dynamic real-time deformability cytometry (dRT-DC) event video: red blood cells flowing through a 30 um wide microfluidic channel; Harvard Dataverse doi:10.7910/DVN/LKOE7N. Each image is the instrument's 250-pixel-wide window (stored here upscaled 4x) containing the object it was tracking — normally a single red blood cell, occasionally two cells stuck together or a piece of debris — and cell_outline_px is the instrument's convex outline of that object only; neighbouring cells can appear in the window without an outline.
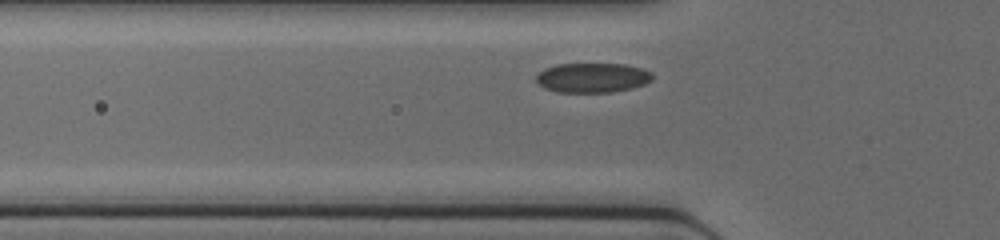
{"species": "common noctule bat (a hibernating species)", "species_latin": "Nyctalus noctula", "temperature_condition": "cold", "stored_images_in_passage": 26, "camera_frame_rate_fps": 3000, "um_per_image_px": 0.085, "animal": {"sex": "female", "body_mass_g": 17.0, "forearm_length_mm": 48.0}, "frame": {"image": 1, "passage_image": 4, "time_ms": 1.0, "image_size_px": [1000, 240], "cell_outline_px": [[652, 80], [644, 84], [632, 88], [612, 92], [556, 92], [544, 88], [536, 80], [536, 76], [544, 68], [556, 64], [624, 64], [640, 68], [652, 72]], "centroid_in_image_um": [50.35, 6.61], "position_along_channel_um": 75.5, "area_um2": 20.06}}
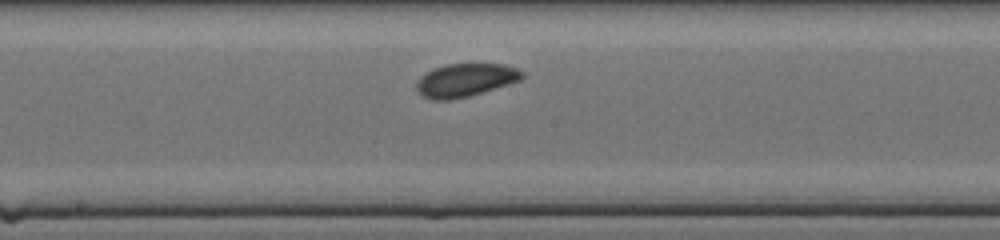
{"frame": {"image": 2, "passage_image": 13, "time_ms": 4.0, "image_size_px": [1000, 240], "cell_outline_px": [[524, 76], [520, 80], [508, 84], [468, 96], [448, 100], [432, 100], [424, 96], [416, 88], [416, 84], [420, 76], [432, 68], [444, 64], [504, 64], [516, 68], [524, 72]], "centroid_in_image_um": [39.54, 6.79], "position_along_channel_um": 208.7, "area_um2": 20.29}}
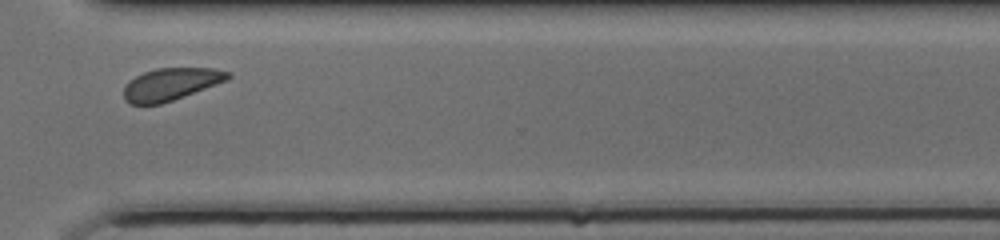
{"frame": {"image": 3, "passage_image": 23, "time_ms": 7.333, "image_size_px": [1000, 240], "cell_outline_px": [[232, 76], [228, 80], [184, 96], [160, 104], [132, 104], [124, 100], [124, 88], [128, 80], [144, 72], [156, 68], [212, 68], [232, 72]], "centroid_in_image_um": [14.54, 7.14], "position_along_channel_um": 356.1, "area_um2": 19.59}}